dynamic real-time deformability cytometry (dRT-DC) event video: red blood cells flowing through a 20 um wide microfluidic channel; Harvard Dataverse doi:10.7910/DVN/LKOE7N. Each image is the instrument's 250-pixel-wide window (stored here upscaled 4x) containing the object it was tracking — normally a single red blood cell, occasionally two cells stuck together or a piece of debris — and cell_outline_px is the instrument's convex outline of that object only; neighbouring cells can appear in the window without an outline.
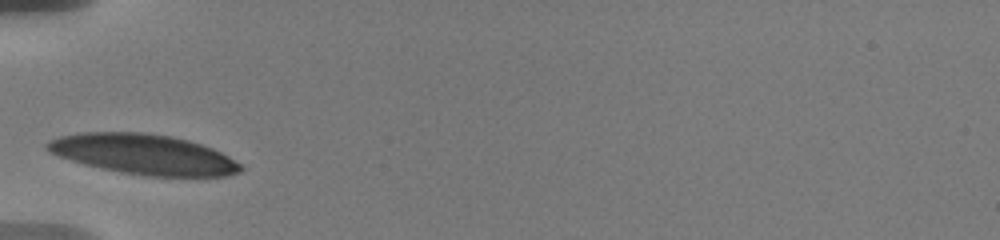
{"species": "human", "species_latin": "Homo sapiens", "temperature_condition": "warm", "stored_images_in_passage": 24, "camera_frame_rate_fps": 3000, "um_per_image_px": 0.085, "donor": {"sex": "male"}, "frame": {"image": 1, "passage_image": 1, "time_ms": 0.0, "image_size_px": [1000, 240], "cell_outline_px": [[244, 168], [240, 172], [224, 176], [144, 176], [120, 172], [84, 164], [48, 152], [44, 148], [44, 144], [60, 136], [80, 132], [144, 132], [172, 136], [188, 140], [212, 148], [228, 156], [240, 164]], "centroid_in_image_um": [12.19, 13.11], "position_along_channel_um": 72.8, "area_um2": 45.2}}
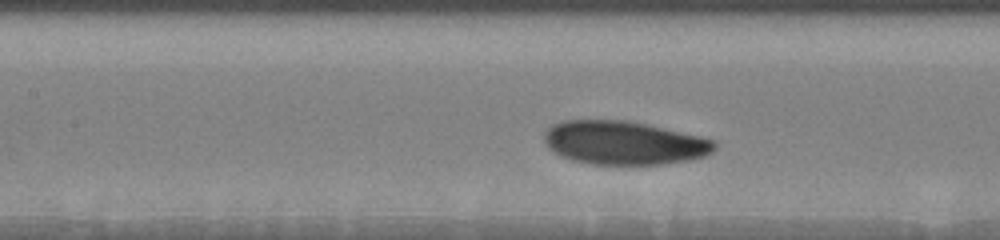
{"frame": {"image": 2, "passage_image": 6, "time_ms": 2.333, "image_size_px": [1000, 240], "cell_outline_px": [[716, 148], [712, 152], [704, 156], [688, 160], [664, 164], [592, 164], [572, 160], [560, 156], [548, 148], [544, 144], [544, 132], [552, 124], [564, 120], [628, 120], [700, 136], [716, 140]], "centroid_in_image_um": [53.01, 12.13], "position_along_channel_um": 154.4, "area_um2": 43.41}}
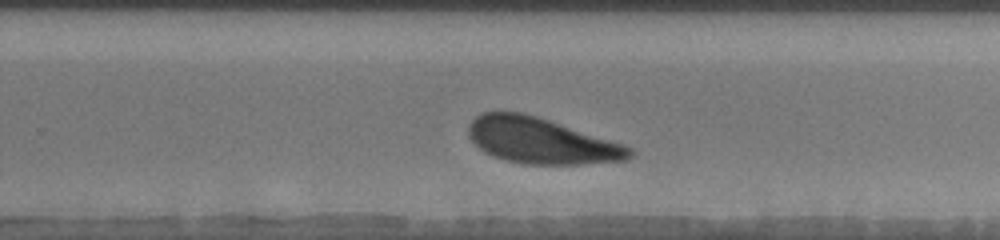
{"frame": {"image": 3, "passage_image": 15, "time_ms": 6.0, "image_size_px": [1000, 240], "cell_outline_px": [[636, 152], [628, 160], [580, 164], [524, 164], [508, 160], [484, 152], [468, 136], [468, 124], [476, 116], [484, 112], [520, 112], [536, 116], [624, 144], [632, 148]], "centroid_in_image_um": [46.02, 11.97], "position_along_channel_um": 283.8, "area_um2": 42.71}, "authors_computed_cell_mechanics": {"area_um2": 43.7257, "velocity_mm_per_s": 3.5459, "shape_relaxation_time_tau1_ms": 3.2667, "shape_relaxation_time_tau2_ms": null, "deformation_change_tau1": 0.1221, "deformation_change_tau2": null}}